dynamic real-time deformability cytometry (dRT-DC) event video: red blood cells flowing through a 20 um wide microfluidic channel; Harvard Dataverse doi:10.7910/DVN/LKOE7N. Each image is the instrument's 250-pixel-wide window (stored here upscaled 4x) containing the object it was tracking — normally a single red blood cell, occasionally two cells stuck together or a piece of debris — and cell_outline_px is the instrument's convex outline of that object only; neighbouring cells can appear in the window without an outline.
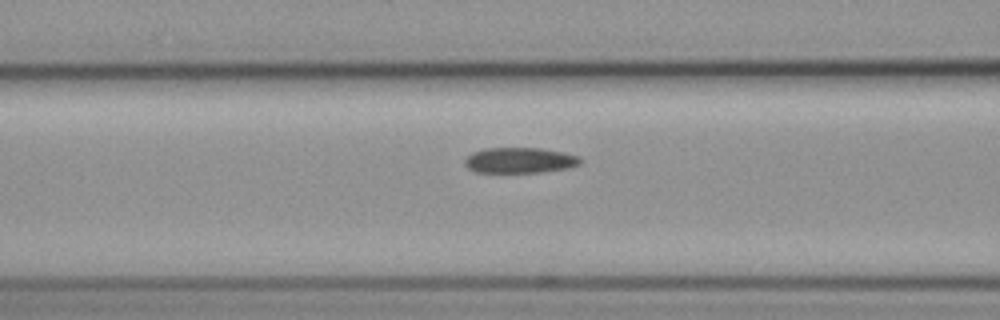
{"species": "common noctule bat (a hibernating species)", "species_latin": "Nyctalus noctula", "temperature_condition": "cold", "stored_images_in_passage": 3, "camera_frame_rate_fps": 3000, "um_per_image_px": 0.085, "animal": {"sex": "female", "body_mass_g": 19.3, "forearm_length_mm": 54.1}, "frame": {"image": 1, "passage_image": 3, "time_ms": 3.333, "image_size_px": [1000, 320], "cell_outline_px": [[584, 160], [580, 164], [568, 168], [540, 172], [476, 172], [468, 168], [464, 164], [464, 160], [472, 152], [484, 148], [540, 148], [564, 152], [576, 156]], "centroid_in_image_um": [44.17, 13.62], "position_along_channel_um": 122.4, "area_um2": 17.22}}